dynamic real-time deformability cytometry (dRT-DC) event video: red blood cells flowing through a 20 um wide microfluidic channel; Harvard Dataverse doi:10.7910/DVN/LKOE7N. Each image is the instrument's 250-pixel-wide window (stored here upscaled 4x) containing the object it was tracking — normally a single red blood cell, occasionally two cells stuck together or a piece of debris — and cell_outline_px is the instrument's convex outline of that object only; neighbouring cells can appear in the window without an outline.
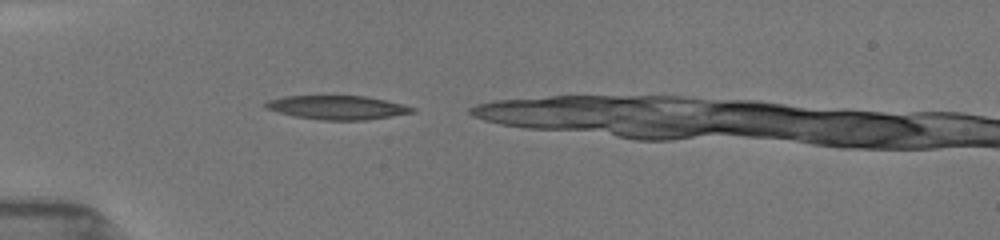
{"species": "common noctule bat (a hibernating species)", "species_latin": "Nyctalus noctula", "temperature_condition": "room temperature", "stored_images_in_passage": 9, "camera_frame_rate_fps": 3000, "um_per_image_px": 0.085, "animal": {"sex": "female", "body_mass_g": 19.5, "forearm_length_mm": 54.1}, "frame": {"image": 1, "passage_image": 1, "time_ms": 0.0, "image_size_px": [1000, 240], "cell_outline_px": [[416, 112], [364, 120], [324, 120], [296, 116], [264, 108], [264, 104], [268, 100], [284, 96], [364, 96], [404, 104], [416, 108]], "centroid_in_image_um": [28.69, 9.13], "position_along_channel_um": 56.3, "area_um2": 20.17}}
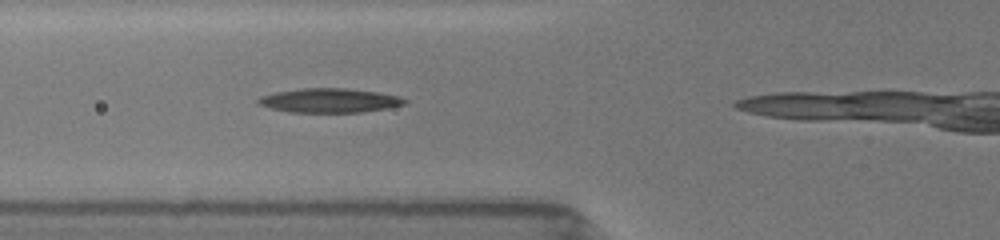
{"frame": {"image": 2, "passage_image": 5, "time_ms": 1.333, "image_size_px": [1000, 240], "cell_outline_px": [[408, 104], [388, 108], [360, 112], [288, 112], [256, 104], [256, 100], [260, 96], [276, 92], [304, 88], [348, 88], [376, 92], [396, 96], [408, 100]], "centroid_in_image_um": [28.0, 8.54], "position_along_channel_um": 97.8, "area_um2": 20.63}}
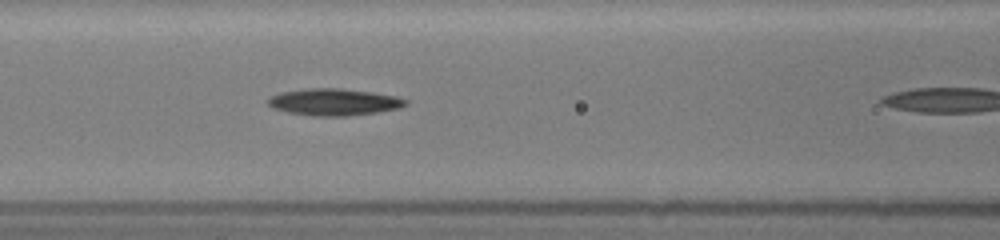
{"frame": {"image": 3, "passage_image": 8, "time_ms": 2.333, "image_size_px": [1000, 240], "cell_outline_px": [[408, 104], [400, 108], [376, 112], [348, 116], [316, 116], [288, 112], [276, 108], [268, 104], [264, 100], [280, 92], [308, 88], [340, 88], [372, 92], [396, 96], [408, 100]], "centroid_in_image_um": [28.41, 8.66], "position_along_channel_um": 138.2, "area_um2": 21.5}}